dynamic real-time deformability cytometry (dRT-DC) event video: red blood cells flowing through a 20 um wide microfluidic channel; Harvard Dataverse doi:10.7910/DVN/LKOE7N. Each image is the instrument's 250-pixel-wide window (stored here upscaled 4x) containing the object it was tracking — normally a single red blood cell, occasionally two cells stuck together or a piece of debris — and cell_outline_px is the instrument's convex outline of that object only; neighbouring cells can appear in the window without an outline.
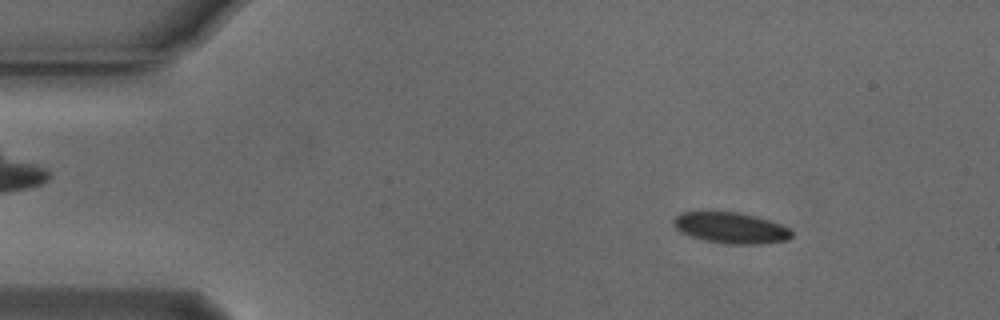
{"species": "Egyptian fruit bat (a non-hibernating species)", "species_latin": "Rousettus aegyptiacus", "temperature_condition": "cold", "stored_images_in_passage": 14, "camera_frame_rate_fps": 3000, "um_per_image_px": 0.085, "animal": {"sex": "male"}, "frame": {"image": 1, "passage_image": 7, "time_ms": 2.0, "image_size_px": [1000, 320], "cell_outline_px": [[792, 236], [788, 240], [760, 244], [728, 244], [704, 240], [688, 236], [680, 232], [672, 224], [672, 220], [680, 212], [740, 212], [756, 216], [780, 224], [788, 228], [792, 232]], "centroid_in_image_um": [62.09, 19.37], "position_along_channel_um": 22.9, "area_um2": 21.44}}